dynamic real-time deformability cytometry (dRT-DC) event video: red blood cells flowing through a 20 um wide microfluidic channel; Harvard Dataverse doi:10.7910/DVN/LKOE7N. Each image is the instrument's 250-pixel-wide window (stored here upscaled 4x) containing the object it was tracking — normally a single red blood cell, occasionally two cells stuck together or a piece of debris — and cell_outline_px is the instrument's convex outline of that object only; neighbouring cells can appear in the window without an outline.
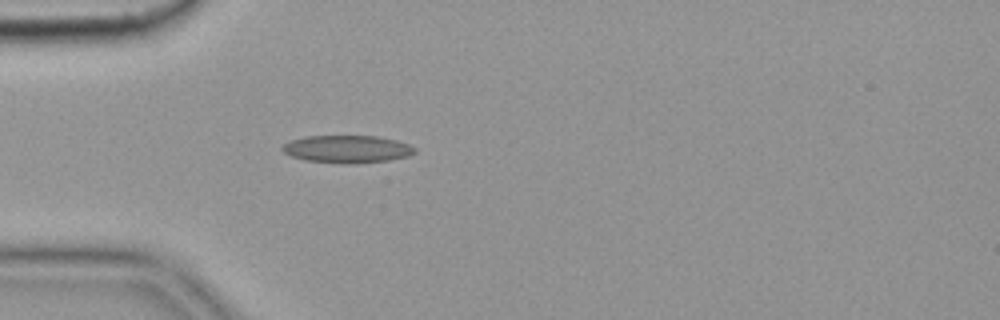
{"species": "common noctule bat (a hibernating species)", "species_latin": "Nyctalus noctula", "temperature_condition": "cold", "stored_images_in_passage": 5, "camera_frame_rate_fps": 3000, "um_per_image_px": 0.085, "animal": {"sex": "female", "body_mass_g": 19.9}, "frame": {"image": 1, "passage_image": 5, "time_ms": 1.333, "image_size_px": [1000, 320], "cell_outline_px": [[416, 152], [408, 156], [388, 160], [356, 164], [344, 164], [304, 160], [292, 156], [284, 152], [280, 148], [284, 144], [292, 140], [304, 136], [376, 136], [396, 140], [408, 144], [416, 148]], "centroid_in_image_um": [29.51, 12.68], "position_along_channel_um": 55.5, "area_um2": 21.33}}